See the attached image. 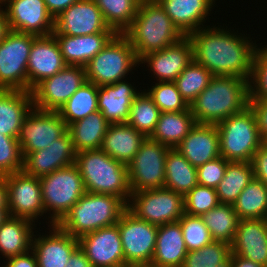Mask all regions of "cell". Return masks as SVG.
Wrapping results in <instances>:
<instances>
[{
  "instance_id": "14",
  "label": "cell",
  "mask_w": 267,
  "mask_h": 267,
  "mask_svg": "<svg viewBox=\"0 0 267 267\" xmlns=\"http://www.w3.org/2000/svg\"><path fill=\"white\" fill-rule=\"evenodd\" d=\"M67 131V125L58 111L32 108L25 117L18 142L23 158L32 152L47 148Z\"/></svg>"
},
{
  "instance_id": "49",
  "label": "cell",
  "mask_w": 267,
  "mask_h": 267,
  "mask_svg": "<svg viewBox=\"0 0 267 267\" xmlns=\"http://www.w3.org/2000/svg\"><path fill=\"white\" fill-rule=\"evenodd\" d=\"M249 107L255 115L260 137L267 142V99L249 100Z\"/></svg>"
},
{
  "instance_id": "42",
  "label": "cell",
  "mask_w": 267,
  "mask_h": 267,
  "mask_svg": "<svg viewBox=\"0 0 267 267\" xmlns=\"http://www.w3.org/2000/svg\"><path fill=\"white\" fill-rule=\"evenodd\" d=\"M214 75L198 62H192L175 79L181 96L191 105L196 97L209 85Z\"/></svg>"
},
{
  "instance_id": "18",
  "label": "cell",
  "mask_w": 267,
  "mask_h": 267,
  "mask_svg": "<svg viewBox=\"0 0 267 267\" xmlns=\"http://www.w3.org/2000/svg\"><path fill=\"white\" fill-rule=\"evenodd\" d=\"M78 241L92 267L125 265L118 224L84 234Z\"/></svg>"
},
{
  "instance_id": "25",
  "label": "cell",
  "mask_w": 267,
  "mask_h": 267,
  "mask_svg": "<svg viewBox=\"0 0 267 267\" xmlns=\"http://www.w3.org/2000/svg\"><path fill=\"white\" fill-rule=\"evenodd\" d=\"M139 93L127 79L98 86V110L109 123H126L132 101Z\"/></svg>"
},
{
  "instance_id": "50",
  "label": "cell",
  "mask_w": 267,
  "mask_h": 267,
  "mask_svg": "<svg viewBox=\"0 0 267 267\" xmlns=\"http://www.w3.org/2000/svg\"><path fill=\"white\" fill-rule=\"evenodd\" d=\"M254 178L267 186V142H264L252 158Z\"/></svg>"
},
{
  "instance_id": "8",
  "label": "cell",
  "mask_w": 267,
  "mask_h": 267,
  "mask_svg": "<svg viewBox=\"0 0 267 267\" xmlns=\"http://www.w3.org/2000/svg\"><path fill=\"white\" fill-rule=\"evenodd\" d=\"M39 179L48 226L58 224L86 192L80 171L73 164Z\"/></svg>"
},
{
  "instance_id": "31",
  "label": "cell",
  "mask_w": 267,
  "mask_h": 267,
  "mask_svg": "<svg viewBox=\"0 0 267 267\" xmlns=\"http://www.w3.org/2000/svg\"><path fill=\"white\" fill-rule=\"evenodd\" d=\"M35 227L30 220L8 216L0 226V255L7 259L30 251Z\"/></svg>"
},
{
  "instance_id": "52",
  "label": "cell",
  "mask_w": 267,
  "mask_h": 267,
  "mask_svg": "<svg viewBox=\"0 0 267 267\" xmlns=\"http://www.w3.org/2000/svg\"><path fill=\"white\" fill-rule=\"evenodd\" d=\"M76 1L78 0H44L49 13L54 19Z\"/></svg>"
},
{
  "instance_id": "46",
  "label": "cell",
  "mask_w": 267,
  "mask_h": 267,
  "mask_svg": "<svg viewBox=\"0 0 267 267\" xmlns=\"http://www.w3.org/2000/svg\"><path fill=\"white\" fill-rule=\"evenodd\" d=\"M249 89V100L267 99V46L255 50Z\"/></svg>"
},
{
  "instance_id": "20",
  "label": "cell",
  "mask_w": 267,
  "mask_h": 267,
  "mask_svg": "<svg viewBox=\"0 0 267 267\" xmlns=\"http://www.w3.org/2000/svg\"><path fill=\"white\" fill-rule=\"evenodd\" d=\"M76 152L67 130L47 148L27 154L23 158V171L27 175L42 177L75 164Z\"/></svg>"
},
{
  "instance_id": "9",
  "label": "cell",
  "mask_w": 267,
  "mask_h": 267,
  "mask_svg": "<svg viewBox=\"0 0 267 267\" xmlns=\"http://www.w3.org/2000/svg\"><path fill=\"white\" fill-rule=\"evenodd\" d=\"M127 209L157 226L178 222L185 213L184 196L165 187L132 192Z\"/></svg>"
},
{
  "instance_id": "32",
  "label": "cell",
  "mask_w": 267,
  "mask_h": 267,
  "mask_svg": "<svg viewBox=\"0 0 267 267\" xmlns=\"http://www.w3.org/2000/svg\"><path fill=\"white\" fill-rule=\"evenodd\" d=\"M191 109L177 112H161L150 139L171 149L176 148L195 126Z\"/></svg>"
},
{
  "instance_id": "54",
  "label": "cell",
  "mask_w": 267,
  "mask_h": 267,
  "mask_svg": "<svg viewBox=\"0 0 267 267\" xmlns=\"http://www.w3.org/2000/svg\"><path fill=\"white\" fill-rule=\"evenodd\" d=\"M0 209H8V189L5 177H0Z\"/></svg>"
},
{
  "instance_id": "35",
  "label": "cell",
  "mask_w": 267,
  "mask_h": 267,
  "mask_svg": "<svg viewBox=\"0 0 267 267\" xmlns=\"http://www.w3.org/2000/svg\"><path fill=\"white\" fill-rule=\"evenodd\" d=\"M253 178L251 162H229L223 179L215 188L219 203L233 205Z\"/></svg>"
},
{
  "instance_id": "45",
  "label": "cell",
  "mask_w": 267,
  "mask_h": 267,
  "mask_svg": "<svg viewBox=\"0 0 267 267\" xmlns=\"http://www.w3.org/2000/svg\"><path fill=\"white\" fill-rule=\"evenodd\" d=\"M219 204L216 189L197 184L184 196L185 214L201 216Z\"/></svg>"
},
{
  "instance_id": "41",
  "label": "cell",
  "mask_w": 267,
  "mask_h": 267,
  "mask_svg": "<svg viewBox=\"0 0 267 267\" xmlns=\"http://www.w3.org/2000/svg\"><path fill=\"white\" fill-rule=\"evenodd\" d=\"M161 111L145 91H141L132 101L127 123L149 137L155 129Z\"/></svg>"
},
{
  "instance_id": "55",
  "label": "cell",
  "mask_w": 267,
  "mask_h": 267,
  "mask_svg": "<svg viewBox=\"0 0 267 267\" xmlns=\"http://www.w3.org/2000/svg\"><path fill=\"white\" fill-rule=\"evenodd\" d=\"M232 267H265L261 264L254 263L246 258L238 255H233Z\"/></svg>"
},
{
  "instance_id": "21",
  "label": "cell",
  "mask_w": 267,
  "mask_h": 267,
  "mask_svg": "<svg viewBox=\"0 0 267 267\" xmlns=\"http://www.w3.org/2000/svg\"><path fill=\"white\" fill-rule=\"evenodd\" d=\"M66 66L55 36H37L27 64L28 91L31 92L42 80L55 75Z\"/></svg>"
},
{
  "instance_id": "38",
  "label": "cell",
  "mask_w": 267,
  "mask_h": 267,
  "mask_svg": "<svg viewBox=\"0 0 267 267\" xmlns=\"http://www.w3.org/2000/svg\"><path fill=\"white\" fill-rule=\"evenodd\" d=\"M98 111V86L86 81L58 111L67 127Z\"/></svg>"
},
{
  "instance_id": "2",
  "label": "cell",
  "mask_w": 267,
  "mask_h": 267,
  "mask_svg": "<svg viewBox=\"0 0 267 267\" xmlns=\"http://www.w3.org/2000/svg\"><path fill=\"white\" fill-rule=\"evenodd\" d=\"M249 80L237 76H213L191 103L198 124H217L249 106Z\"/></svg>"
},
{
  "instance_id": "10",
  "label": "cell",
  "mask_w": 267,
  "mask_h": 267,
  "mask_svg": "<svg viewBox=\"0 0 267 267\" xmlns=\"http://www.w3.org/2000/svg\"><path fill=\"white\" fill-rule=\"evenodd\" d=\"M37 36L9 30L0 42V89L28 91L27 64Z\"/></svg>"
},
{
  "instance_id": "58",
  "label": "cell",
  "mask_w": 267,
  "mask_h": 267,
  "mask_svg": "<svg viewBox=\"0 0 267 267\" xmlns=\"http://www.w3.org/2000/svg\"><path fill=\"white\" fill-rule=\"evenodd\" d=\"M10 0H0V6L6 5Z\"/></svg>"
},
{
  "instance_id": "37",
  "label": "cell",
  "mask_w": 267,
  "mask_h": 267,
  "mask_svg": "<svg viewBox=\"0 0 267 267\" xmlns=\"http://www.w3.org/2000/svg\"><path fill=\"white\" fill-rule=\"evenodd\" d=\"M234 211L242 219L267 218V186L255 178L243 189L233 204Z\"/></svg>"
},
{
  "instance_id": "43",
  "label": "cell",
  "mask_w": 267,
  "mask_h": 267,
  "mask_svg": "<svg viewBox=\"0 0 267 267\" xmlns=\"http://www.w3.org/2000/svg\"><path fill=\"white\" fill-rule=\"evenodd\" d=\"M144 90L161 112L185 111L190 105L181 96L175 82H157Z\"/></svg>"
},
{
  "instance_id": "19",
  "label": "cell",
  "mask_w": 267,
  "mask_h": 267,
  "mask_svg": "<svg viewBox=\"0 0 267 267\" xmlns=\"http://www.w3.org/2000/svg\"><path fill=\"white\" fill-rule=\"evenodd\" d=\"M193 47L188 36L160 51L147 53L139 63H147L158 82H174L180 73L192 62Z\"/></svg>"
},
{
  "instance_id": "40",
  "label": "cell",
  "mask_w": 267,
  "mask_h": 267,
  "mask_svg": "<svg viewBox=\"0 0 267 267\" xmlns=\"http://www.w3.org/2000/svg\"><path fill=\"white\" fill-rule=\"evenodd\" d=\"M231 245L213 241L200 250L188 251L182 267H232Z\"/></svg>"
},
{
  "instance_id": "28",
  "label": "cell",
  "mask_w": 267,
  "mask_h": 267,
  "mask_svg": "<svg viewBox=\"0 0 267 267\" xmlns=\"http://www.w3.org/2000/svg\"><path fill=\"white\" fill-rule=\"evenodd\" d=\"M188 250L179 222L158 226L154 256L149 267H182Z\"/></svg>"
},
{
  "instance_id": "36",
  "label": "cell",
  "mask_w": 267,
  "mask_h": 267,
  "mask_svg": "<svg viewBox=\"0 0 267 267\" xmlns=\"http://www.w3.org/2000/svg\"><path fill=\"white\" fill-rule=\"evenodd\" d=\"M207 226L214 241L232 244L240 218L233 205L219 203L215 208L200 216Z\"/></svg>"
},
{
  "instance_id": "22",
  "label": "cell",
  "mask_w": 267,
  "mask_h": 267,
  "mask_svg": "<svg viewBox=\"0 0 267 267\" xmlns=\"http://www.w3.org/2000/svg\"><path fill=\"white\" fill-rule=\"evenodd\" d=\"M48 227V234L33 235L32 251L36 256L37 265L65 267L71 254L79 246L78 238L63 231L57 224Z\"/></svg>"
},
{
  "instance_id": "48",
  "label": "cell",
  "mask_w": 267,
  "mask_h": 267,
  "mask_svg": "<svg viewBox=\"0 0 267 267\" xmlns=\"http://www.w3.org/2000/svg\"><path fill=\"white\" fill-rule=\"evenodd\" d=\"M223 157H218L197 168V181L199 185L216 188L223 179L227 164Z\"/></svg>"
},
{
  "instance_id": "1",
  "label": "cell",
  "mask_w": 267,
  "mask_h": 267,
  "mask_svg": "<svg viewBox=\"0 0 267 267\" xmlns=\"http://www.w3.org/2000/svg\"><path fill=\"white\" fill-rule=\"evenodd\" d=\"M188 36L193 47V60L209 70L214 76H237L250 81L253 58L257 48L238 30L205 25ZM226 29V30H225ZM249 39V40H248Z\"/></svg>"
},
{
  "instance_id": "53",
  "label": "cell",
  "mask_w": 267,
  "mask_h": 267,
  "mask_svg": "<svg viewBox=\"0 0 267 267\" xmlns=\"http://www.w3.org/2000/svg\"><path fill=\"white\" fill-rule=\"evenodd\" d=\"M65 267H92L83 250L78 246L71 254Z\"/></svg>"
},
{
  "instance_id": "16",
  "label": "cell",
  "mask_w": 267,
  "mask_h": 267,
  "mask_svg": "<svg viewBox=\"0 0 267 267\" xmlns=\"http://www.w3.org/2000/svg\"><path fill=\"white\" fill-rule=\"evenodd\" d=\"M115 32L110 28L93 0H78L54 19L52 34L67 36Z\"/></svg>"
},
{
  "instance_id": "59",
  "label": "cell",
  "mask_w": 267,
  "mask_h": 267,
  "mask_svg": "<svg viewBox=\"0 0 267 267\" xmlns=\"http://www.w3.org/2000/svg\"><path fill=\"white\" fill-rule=\"evenodd\" d=\"M116 267H130L128 265H120V266H116Z\"/></svg>"
},
{
  "instance_id": "47",
  "label": "cell",
  "mask_w": 267,
  "mask_h": 267,
  "mask_svg": "<svg viewBox=\"0 0 267 267\" xmlns=\"http://www.w3.org/2000/svg\"><path fill=\"white\" fill-rule=\"evenodd\" d=\"M22 169L23 156L18 139L0 133V177Z\"/></svg>"
},
{
  "instance_id": "5",
  "label": "cell",
  "mask_w": 267,
  "mask_h": 267,
  "mask_svg": "<svg viewBox=\"0 0 267 267\" xmlns=\"http://www.w3.org/2000/svg\"><path fill=\"white\" fill-rule=\"evenodd\" d=\"M126 210L127 203L119 197L85 192L57 225L79 238L102 227L117 224Z\"/></svg>"
},
{
  "instance_id": "44",
  "label": "cell",
  "mask_w": 267,
  "mask_h": 267,
  "mask_svg": "<svg viewBox=\"0 0 267 267\" xmlns=\"http://www.w3.org/2000/svg\"><path fill=\"white\" fill-rule=\"evenodd\" d=\"M178 222L182 228L183 239L188 251L200 250L214 241L200 216L184 213Z\"/></svg>"
},
{
  "instance_id": "57",
  "label": "cell",
  "mask_w": 267,
  "mask_h": 267,
  "mask_svg": "<svg viewBox=\"0 0 267 267\" xmlns=\"http://www.w3.org/2000/svg\"><path fill=\"white\" fill-rule=\"evenodd\" d=\"M8 216H9L8 209H0V226L3 224V222L7 219Z\"/></svg>"
},
{
  "instance_id": "3",
  "label": "cell",
  "mask_w": 267,
  "mask_h": 267,
  "mask_svg": "<svg viewBox=\"0 0 267 267\" xmlns=\"http://www.w3.org/2000/svg\"><path fill=\"white\" fill-rule=\"evenodd\" d=\"M122 34L139 60L147 53L160 51L184 37L156 0H141L133 22Z\"/></svg>"
},
{
  "instance_id": "15",
  "label": "cell",
  "mask_w": 267,
  "mask_h": 267,
  "mask_svg": "<svg viewBox=\"0 0 267 267\" xmlns=\"http://www.w3.org/2000/svg\"><path fill=\"white\" fill-rule=\"evenodd\" d=\"M4 177L9 216L37 222L45 213L40 179L27 175L23 170Z\"/></svg>"
},
{
  "instance_id": "11",
  "label": "cell",
  "mask_w": 267,
  "mask_h": 267,
  "mask_svg": "<svg viewBox=\"0 0 267 267\" xmlns=\"http://www.w3.org/2000/svg\"><path fill=\"white\" fill-rule=\"evenodd\" d=\"M117 224L125 265L149 267L154 256L158 226L137 218L128 209Z\"/></svg>"
},
{
  "instance_id": "26",
  "label": "cell",
  "mask_w": 267,
  "mask_h": 267,
  "mask_svg": "<svg viewBox=\"0 0 267 267\" xmlns=\"http://www.w3.org/2000/svg\"><path fill=\"white\" fill-rule=\"evenodd\" d=\"M179 31L187 36L205 27L216 0H156ZM208 16V17H207Z\"/></svg>"
},
{
  "instance_id": "51",
  "label": "cell",
  "mask_w": 267,
  "mask_h": 267,
  "mask_svg": "<svg viewBox=\"0 0 267 267\" xmlns=\"http://www.w3.org/2000/svg\"><path fill=\"white\" fill-rule=\"evenodd\" d=\"M5 260V267H38L37 259L32 249L26 253Z\"/></svg>"
},
{
  "instance_id": "56",
  "label": "cell",
  "mask_w": 267,
  "mask_h": 267,
  "mask_svg": "<svg viewBox=\"0 0 267 267\" xmlns=\"http://www.w3.org/2000/svg\"><path fill=\"white\" fill-rule=\"evenodd\" d=\"M0 6V42L5 37L6 33L9 31L7 17L4 7Z\"/></svg>"
},
{
  "instance_id": "39",
  "label": "cell",
  "mask_w": 267,
  "mask_h": 267,
  "mask_svg": "<svg viewBox=\"0 0 267 267\" xmlns=\"http://www.w3.org/2000/svg\"><path fill=\"white\" fill-rule=\"evenodd\" d=\"M104 21L117 34H122L133 22L141 0H93Z\"/></svg>"
},
{
  "instance_id": "27",
  "label": "cell",
  "mask_w": 267,
  "mask_h": 267,
  "mask_svg": "<svg viewBox=\"0 0 267 267\" xmlns=\"http://www.w3.org/2000/svg\"><path fill=\"white\" fill-rule=\"evenodd\" d=\"M116 34V32H100L82 36L53 35L67 65L85 66Z\"/></svg>"
},
{
  "instance_id": "24",
  "label": "cell",
  "mask_w": 267,
  "mask_h": 267,
  "mask_svg": "<svg viewBox=\"0 0 267 267\" xmlns=\"http://www.w3.org/2000/svg\"><path fill=\"white\" fill-rule=\"evenodd\" d=\"M231 253L267 267L266 219L240 220Z\"/></svg>"
},
{
  "instance_id": "29",
  "label": "cell",
  "mask_w": 267,
  "mask_h": 267,
  "mask_svg": "<svg viewBox=\"0 0 267 267\" xmlns=\"http://www.w3.org/2000/svg\"><path fill=\"white\" fill-rule=\"evenodd\" d=\"M33 107L31 92L0 89V133L18 138L22 123Z\"/></svg>"
},
{
  "instance_id": "30",
  "label": "cell",
  "mask_w": 267,
  "mask_h": 267,
  "mask_svg": "<svg viewBox=\"0 0 267 267\" xmlns=\"http://www.w3.org/2000/svg\"><path fill=\"white\" fill-rule=\"evenodd\" d=\"M146 136L126 123H110L101 149L111 158L126 165L138 152Z\"/></svg>"
},
{
  "instance_id": "7",
  "label": "cell",
  "mask_w": 267,
  "mask_h": 267,
  "mask_svg": "<svg viewBox=\"0 0 267 267\" xmlns=\"http://www.w3.org/2000/svg\"><path fill=\"white\" fill-rule=\"evenodd\" d=\"M135 51L123 34H116L84 67L86 79L96 86L124 80L139 66Z\"/></svg>"
},
{
  "instance_id": "4",
  "label": "cell",
  "mask_w": 267,
  "mask_h": 267,
  "mask_svg": "<svg viewBox=\"0 0 267 267\" xmlns=\"http://www.w3.org/2000/svg\"><path fill=\"white\" fill-rule=\"evenodd\" d=\"M86 192L113 195L127 204L131 197L127 165L108 156L102 149L76 153Z\"/></svg>"
},
{
  "instance_id": "23",
  "label": "cell",
  "mask_w": 267,
  "mask_h": 267,
  "mask_svg": "<svg viewBox=\"0 0 267 267\" xmlns=\"http://www.w3.org/2000/svg\"><path fill=\"white\" fill-rule=\"evenodd\" d=\"M194 167L220 157L219 133L216 124H198L175 148Z\"/></svg>"
},
{
  "instance_id": "12",
  "label": "cell",
  "mask_w": 267,
  "mask_h": 267,
  "mask_svg": "<svg viewBox=\"0 0 267 267\" xmlns=\"http://www.w3.org/2000/svg\"><path fill=\"white\" fill-rule=\"evenodd\" d=\"M171 148L146 137L127 165L131 193L161 188L165 184V160Z\"/></svg>"
},
{
  "instance_id": "17",
  "label": "cell",
  "mask_w": 267,
  "mask_h": 267,
  "mask_svg": "<svg viewBox=\"0 0 267 267\" xmlns=\"http://www.w3.org/2000/svg\"><path fill=\"white\" fill-rule=\"evenodd\" d=\"M9 30L35 36L54 31V18L44 0H10L4 5Z\"/></svg>"
},
{
  "instance_id": "6",
  "label": "cell",
  "mask_w": 267,
  "mask_h": 267,
  "mask_svg": "<svg viewBox=\"0 0 267 267\" xmlns=\"http://www.w3.org/2000/svg\"><path fill=\"white\" fill-rule=\"evenodd\" d=\"M216 126L220 155L228 162H251L255 152L264 143L259 135L255 115L249 106Z\"/></svg>"
},
{
  "instance_id": "33",
  "label": "cell",
  "mask_w": 267,
  "mask_h": 267,
  "mask_svg": "<svg viewBox=\"0 0 267 267\" xmlns=\"http://www.w3.org/2000/svg\"><path fill=\"white\" fill-rule=\"evenodd\" d=\"M110 123L98 110L67 127L75 152L101 149L105 133Z\"/></svg>"
},
{
  "instance_id": "13",
  "label": "cell",
  "mask_w": 267,
  "mask_h": 267,
  "mask_svg": "<svg viewBox=\"0 0 267 267\" xmlns=\"http://www.w3.org/2000/svg\"><path fill=\"white\" fill-rule=\"evenodd\" d=\"M86 81L84 66L67 65L55 75L42 80L31 90L34 108L59 111Z\"/></svg>"
},
{
  "instance_id": "34",
  "label": "cell",
  "mask_w": 267,
  "mask_h": 267,
  "mask_svg": "<svg viewBox=\"0 0 267 267\" xmlns=\"http://www.w3.org/2000/svg\"><path fill=\"white\" fill-rule=\"evenodd\" d=\"M197 184V168L175 148L170 149L165 160L164 187L185 196Z\"/></svg>"
}]
</instances>
